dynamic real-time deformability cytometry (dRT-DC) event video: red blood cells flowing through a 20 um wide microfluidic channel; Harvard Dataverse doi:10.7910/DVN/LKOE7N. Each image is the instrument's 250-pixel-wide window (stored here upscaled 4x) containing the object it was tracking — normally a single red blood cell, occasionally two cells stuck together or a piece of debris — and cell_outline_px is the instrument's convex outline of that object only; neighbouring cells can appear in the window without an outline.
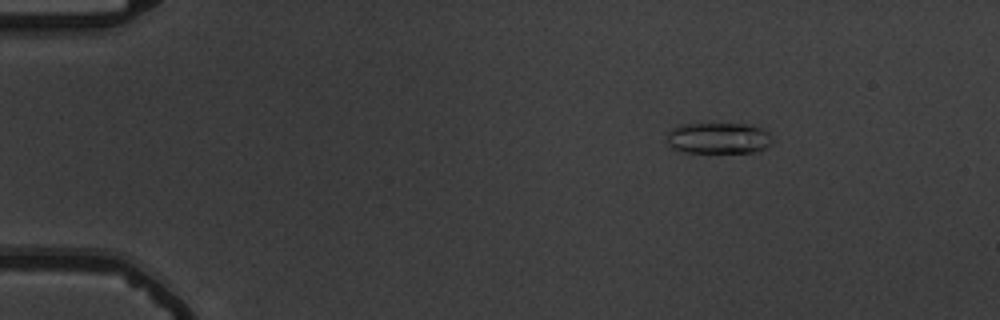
{"species": "common noctule bat (a hibernating species)", "species_latin": "Nyctalus noctula", "temperature_condition": "warm", "stored_images_in_passage": 56, "camera_frame_rate_fps": 3000, "um_per_image_px": 0.085, "animal": {"sex": "male", "body_mass_g": 19.5, "forearm_length_mm": 54.6}, "frame": {"image": 1, "passage_image": 9, "time_ms": 2.667, "image_size_px": [1000, 320], "cell_outline_px": [[772, 140], [764, 148], [756, 152], [684, 152], [672, 148], [668, 144], [668, 132], [676, 124], [744, 124], [760, 128], [768, 132]], "centroid_in_image_um": [61.02, 11.74], "position_along_channel_um": 24.0, "area_um2": 18.96}}
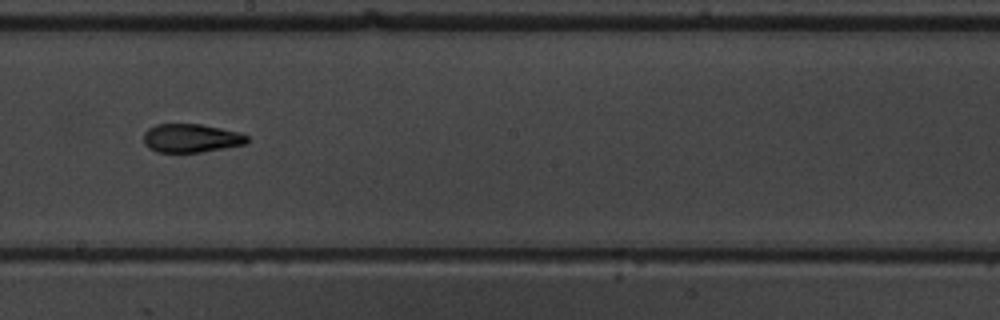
{"frame": {"image": 2, "passage_image": 33, "time_ms": 10.667, "image_size_px": [1000, 320], "cell_outline_px": [[248, 140], [244, 144], [224, 148], [200, 152], [156, 152], [148, 148], [144, 144], [144, 132], [148, 128], [156, 124], [200, 124], [240, 132], [248, 136]], "centroid_in_image_um": [16.21, 11.74], "position_along_channel_um": 232.0, "area_um2": 17.22}}
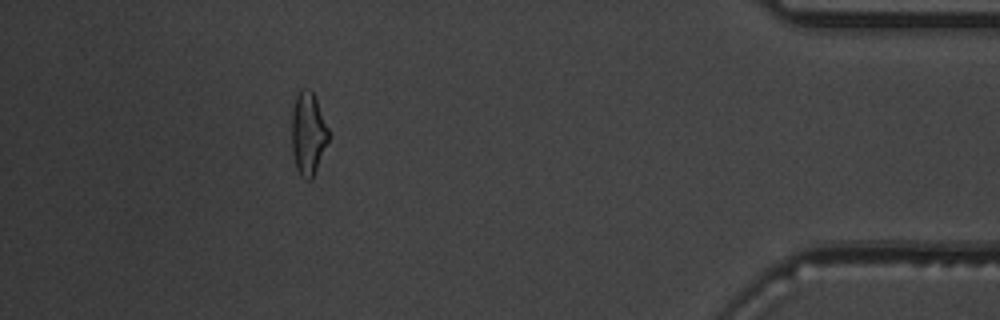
{"frame": {"image": 3, "passage_image": 51, "time_ms": 16.667, "image_size_px": [1000, 320], "cell_outline_px": [[328, 140], [312, 180], [308, 180], [300, 176], [296, 168], [292, 152], [292, 108], [296, 96], [300, 88], [308, 88], [316, 96], [328, 128]], "centroid_in_image_um": [26.18, 11.33], "position_along_channel_um": 409.0, "area_um2": 17.86}, "authors_computed_cell_mechanics": {"area_um2": 17.8024, "velocity_mm_per_s": 3.7239, "shape_relaxation_time_tau1_ms": 7.7049, "shape_relaxation_time_tau2_ms": 2.3018, "deformation_change_tau1": 0.2232, "deformation_change_tau2": 0.1039}}